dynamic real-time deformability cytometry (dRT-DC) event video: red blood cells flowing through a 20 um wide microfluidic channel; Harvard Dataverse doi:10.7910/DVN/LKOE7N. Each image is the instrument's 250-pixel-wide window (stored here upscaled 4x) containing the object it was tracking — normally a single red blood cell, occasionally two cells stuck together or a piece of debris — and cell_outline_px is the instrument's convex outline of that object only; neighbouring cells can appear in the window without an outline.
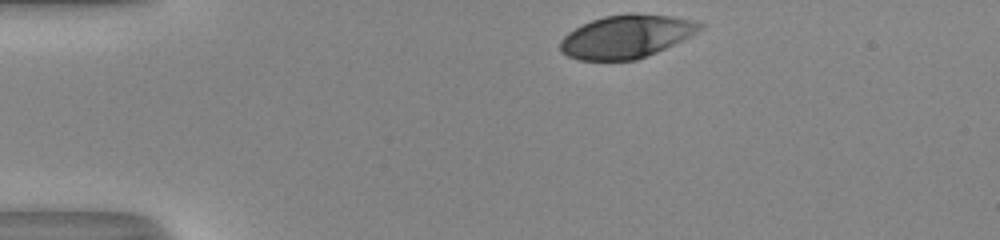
{"species": "human", "species_latin": "Homo sapiens", "temperature_condition": "room temperature", "stored_images_in_passage": 32, "camera_frame_rate_fps": 3000, "um_per_image_px": 0.085, "donor": {"sex": "male"}, "frame": {"image": 1, "passage_image": 1, "time_ms": 0.0, "image_size_px": [1000, 240], "cell_outline_px": [[704, 28], [656, 52], [636, 60], [580, 60], [568, 56], [560, 52], [560, 40], [568, 32], [592, 20], [604, 16], [628, 12], [632, 12], [672, 16], [696, 20], [704, 24]], "centroid_in_image_um": [53.23, 3.08], "position_along_channel_um": 31.8, "area_um2": 35.03}}
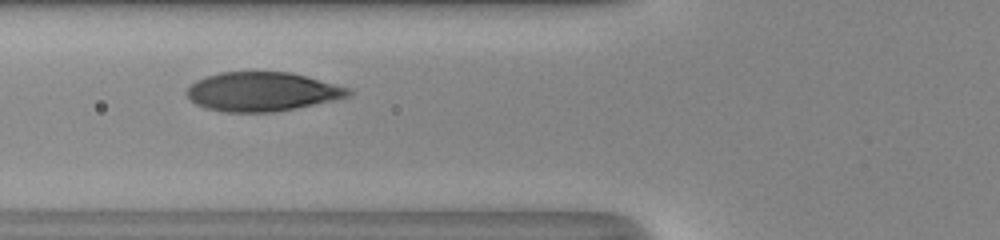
{"frame": {"image": 2, "passage_image": 11, "time_ms": 3.333, "image_size_px": [1000, 240], "cell_outline_px": [[352, 96], [296, 108], [272, 112], [224, 112], [204, 108], [196, 104], [184, 92], [196, 80], [220, 72], [288, 72], [304, 76], [348, 88], [352, 92]], "centroid_in_image_um": [22.25, 7.8], "position_along_channel_um": 103.6, "area_um2": 36.47}}
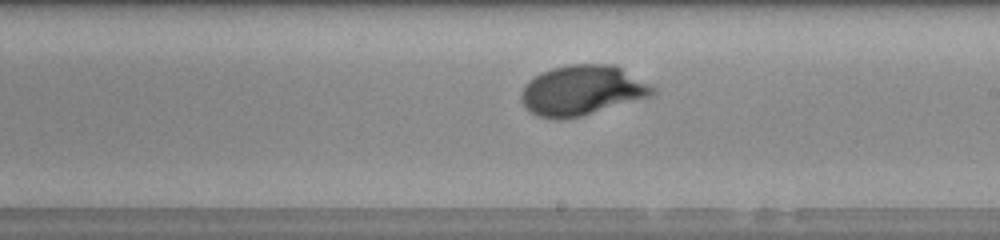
{"frame": {"image": 3, "passage_image": 21, "time_ms": 6.667, "image_size_px": [1000, 240], "cell_outline_px": [[656, 96], [580, 116], [560, 120], [556, 120], [536, 116], [524, 108], [520, 100], [520, 92], [524, 84], [528, 80], [540, 72], [552, 68], [568, 64], [616, 64], [656, 88]], "centroid_in_image_um": [49.47, 7.69], "position_along_channel_um": 239.5, "area_um2": 39.13}, "authors_computed_cell_mechanics": {"area_um2": 37.2232, "velocity_mm_per_s": 4.1001, "shape_relaxation_time_tau1_ms": 3.1727, "shape_relaxation_time_tau2_ms": null, "deformation_change_tau1": 0.1903, "deformation_change_tau2": null}}